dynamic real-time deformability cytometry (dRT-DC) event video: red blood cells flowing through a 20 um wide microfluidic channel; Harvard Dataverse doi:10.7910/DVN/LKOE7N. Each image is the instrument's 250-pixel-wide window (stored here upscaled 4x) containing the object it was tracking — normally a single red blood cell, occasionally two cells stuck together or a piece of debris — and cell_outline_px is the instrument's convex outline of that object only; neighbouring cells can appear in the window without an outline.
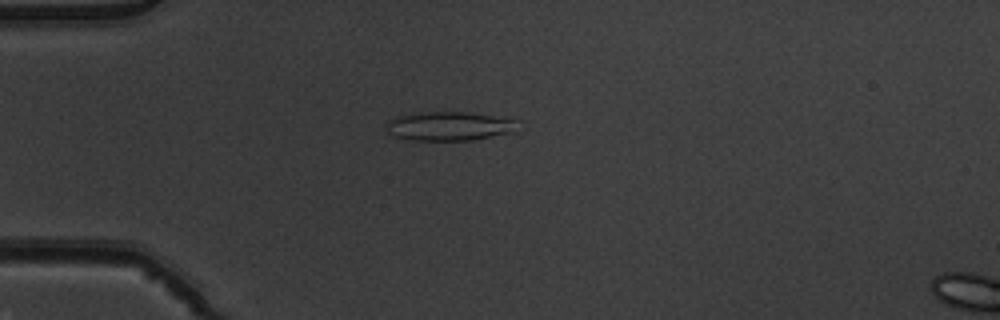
{"species": "common noctule bat (a hibernating species)", "species_latin": "Nyctalus noctula", "temperature_condition": "warm", "stored_images_in_passage": 39, "camera_frame_rate_fps": 3000, "um_per_image_px": 0.085, "animal": {"sex": "male", "body_mass_g": 19.5, "forearm_length_mm": 54.6}, "frame": {"image": 1, "passage_image": 1, "time_ms": 0.0, "image_size_px": [1000, 320], "cell_outline_px": [[516, 132], [472, 140], [412, 140], [396, 136], [388, 132], [384, 124], [388, 120], [396, 116], [420, 112], [472, 112], [516, 120]], "centroid_in_image_um": [38.17, 10.72], "position_along_channel_um": 46.8, "area_um2": 22.25}}
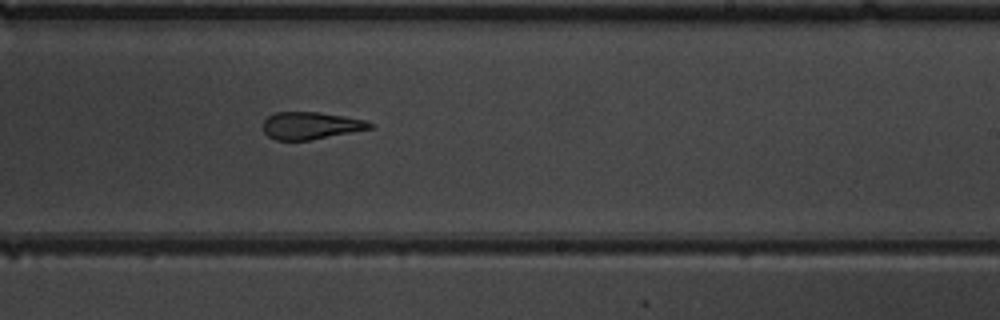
{"frame": {"image": 2, "passage_image": 19, "time_ms": 6.0, "image_size_px": [1000, 320], "cell_outline_px": [[376, 124], [372, 128], [312, 140], [276, 140], [268, 136], [264, 132], [264, 120], [268, 116], [276, 112], [320, 112], [344, 116], [364, 120]], "centroid_in_image_um": [26.43, 10.67], "position_along_channel_um": 262.6, "area_um2": 16.99}}
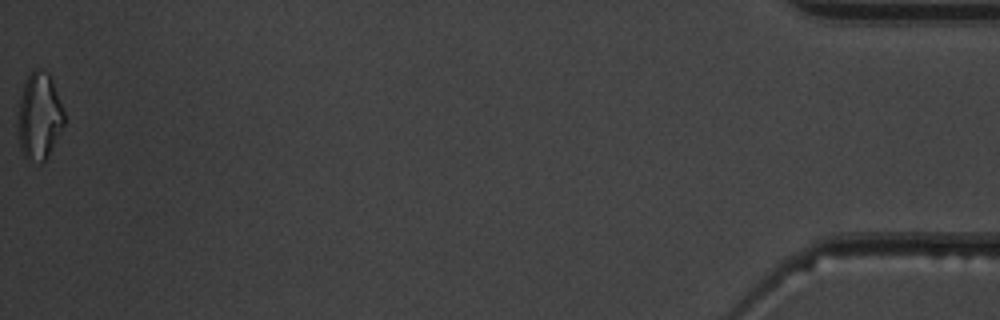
{"frame": {"image": 3, "passage_image": 39, "time_ms": 12.667, "image_size_px": [1000, 320], "cell_outline_px": [[64, 124], [48, 156], [40, 164], [24, 156], [20, 148], [16, 124], [16, 120], [20, 96], [24, 84], [28, 76], [36, 68], [48, 72], [52, 80], [64, 112]], "centroid_in_image_um": [3.3, 9.89], "position_along_channel_um": 431.9, "area_um2": 23.47}, "authors_computed_cell_mechanics": {"area_um2": 18.6694, "velocity_mm_per_s": 3.9356, "shape_relaxation_time_tau1_ms": null, "shape_relaxation_time_tau2_ms": 2.5294, "deformation_change_tau1": null, "deformation_change_tau2": 0.1172}}